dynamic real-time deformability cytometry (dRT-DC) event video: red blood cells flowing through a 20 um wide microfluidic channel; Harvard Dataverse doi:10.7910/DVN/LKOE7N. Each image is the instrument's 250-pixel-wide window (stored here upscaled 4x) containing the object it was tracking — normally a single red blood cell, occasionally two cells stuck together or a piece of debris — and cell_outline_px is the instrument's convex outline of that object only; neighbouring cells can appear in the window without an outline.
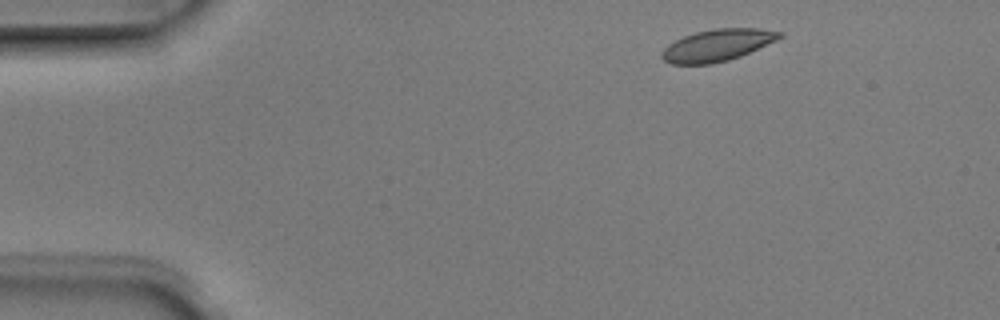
{"species": "Egyptian fruit bat (a non-hibernating species)", "species_latin": "Rousettus aegyptiacus", "temperature_condition": "room temperature", "stored_images_in_passage": 5, "camera_frame_rate_fps": 3000, "um_per_image_px": 0.085, "animal": {"sex": "male"}, "frame": {"image": 1, "passage_image": 1, "time_ms": 0.0, "image_size_px": [1000, 320], "cell_outline_px": [[784, 36], [776, 40], [740, 56], [728, 60], [712, 64], [672, 64], [664, 60], [660, 56], [660, 52], [668, 44], [684, 36], [696, 32], [716, 28], [760, 28], [784, 32]], "centroid_in_image_um": [60.97, 3.84], "position_along_channel_um": 24.0, "area_um2": 21.85}}
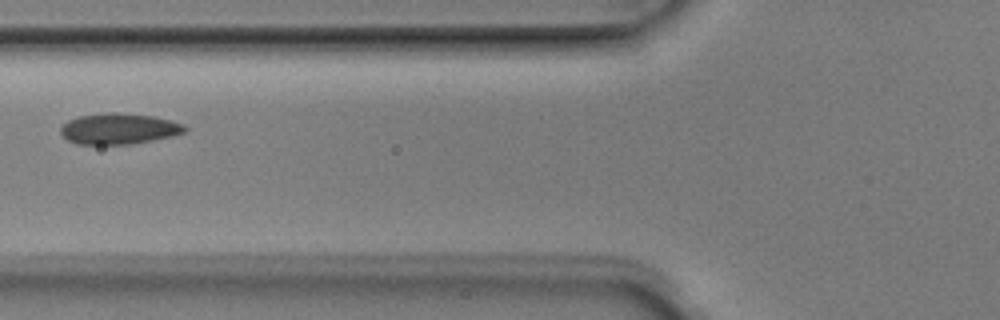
{"frame": {"image": 2, "passage_image": 4, "time_ms": 1.0, "image_size_px": [1000, 320], "cell_outline_px": [[188, 128], [184, 132], [172, 136], [132, 144], [76, 144], [68, 140], [60, 132], [60, 128], [68, 120], [80, 116], [108, 112], [116, 112], [152, 116], [172, 120], [184, 124]], "centroid_in_image_um": [10.12, 10.94], "position_along_channel_um": 115.7, "area_um2": 22.31}}
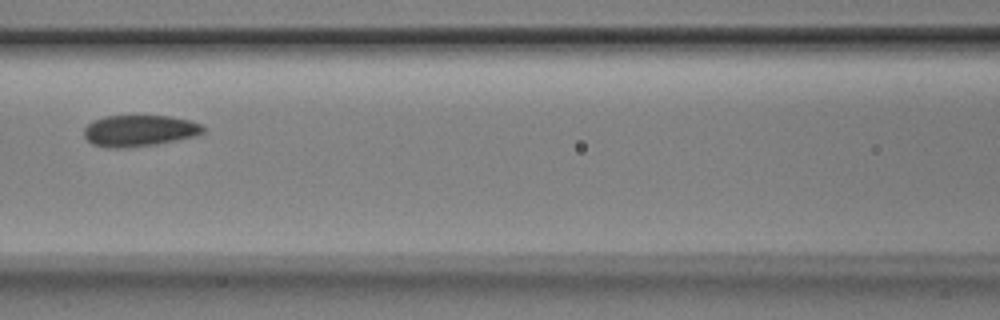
{"frame": {"image": 3, "passage_image": 5, "time_ms": 1.333, "image_size_px": [1000, 320], "cell_outline_px": [[204, 132], [196, 136], [156, 144], [116, 148], [108, 148], [92, 144], [84, 136], [84, 128], [92, 120], [104, 116], [172, 116], [188, 120], [200, 124], [204, 128]], "centroid_in_image_um": [11.82, 11.1], "position_along_channel_um": 154.8, "area_um2": 21.68}}